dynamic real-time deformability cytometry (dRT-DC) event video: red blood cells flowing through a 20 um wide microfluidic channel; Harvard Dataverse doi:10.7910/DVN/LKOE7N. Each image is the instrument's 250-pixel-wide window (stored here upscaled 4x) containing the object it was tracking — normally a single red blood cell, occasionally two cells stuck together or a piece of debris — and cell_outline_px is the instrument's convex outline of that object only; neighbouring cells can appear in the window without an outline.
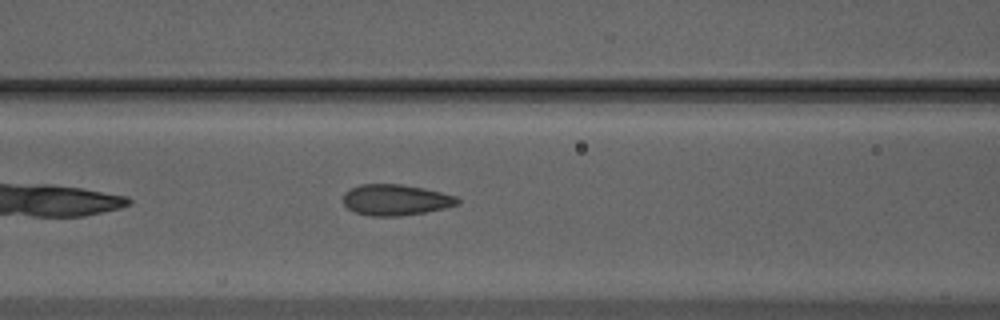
{"species": "Egyptian fruit bat (a non-hibernating species)", "species_latin": "Rousettus aegyptiacus", "temperature_condition": "warm", "stored_images_in_passage": 20, "camera_frame_rate_fps": 3000, "um_per_image_px": 0.085, "animal": {"sex": "male"}, "frame": {"image": 1, "passage_image": 6, "time_ms": 1.667, "image_size_px": [1000, 320], "cell_outline_px": [[460, 204], [444, 208], [424, 212], [400, 216], [372, 216], [356, 212], [348, 208], [344, 204], [344, 192], [360, 184], [400, 184], [424, 188], [456, 196], [460, 200]], "centroid_in_image_um": [33.64, 16.99], "position_along_channel_um": 133.0, "area_um2": 20.52}}
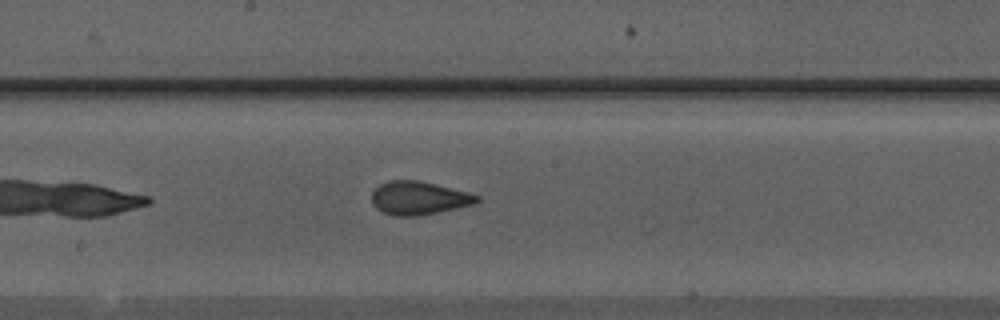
{"frame": {"image": 2, "passage_image": 12, "time_ms": 3.667, "image_size_px": [1000, 320], "cell_outline_px": [[480, 200], [472, 204], [456, 208], [416, 216], [396, 216], [384, 212], [376, 208], [372, 204], [372, 192], [380, 184], [388, 180], [420, 180], [468, 192], [480, 196]], "centroid_in_image_um": [35.58, 16.82], "position_along_channel_um": 212.6, "area_um2": 20.29}}
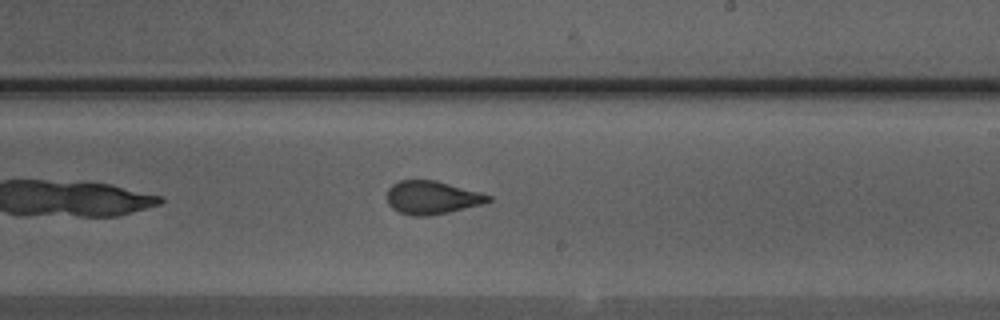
{"frame": {"image": 3, "passage_image": 15, "time_ms": 4.667, "image_size_px": [1000, 320], "cell_outline_px": [[492, 200], [484, 204], [448, 212], [428, 216], [412, 216], [400, 212], [392, 208], [388, 204], [388, 188], [392, 184], [400, 180], [436, 180], [492, 196]], "centroid_in_image_um": [36.71, 16.79], "position_along_channel_um": 252.3, "area_um2": 19.54}}